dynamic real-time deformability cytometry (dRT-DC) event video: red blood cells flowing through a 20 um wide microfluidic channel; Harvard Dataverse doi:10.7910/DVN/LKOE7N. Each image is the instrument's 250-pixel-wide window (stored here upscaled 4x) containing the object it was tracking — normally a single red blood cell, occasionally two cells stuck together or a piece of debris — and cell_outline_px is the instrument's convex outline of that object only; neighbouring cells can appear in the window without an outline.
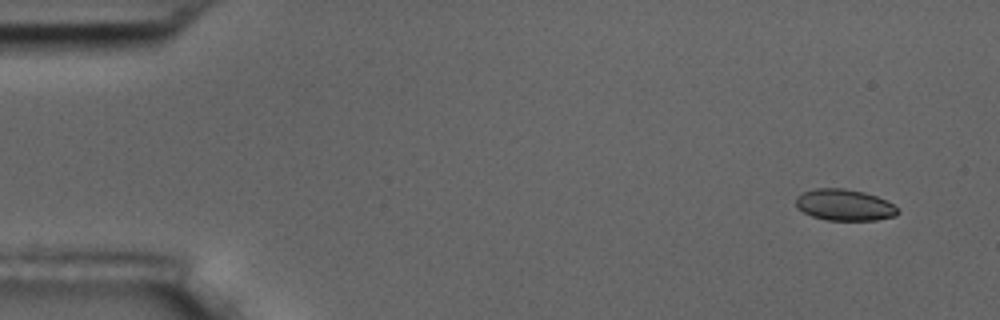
{"species": "common noctule bat (a hibernating species)", "species_latin": "Nyctalus noctula", "temperature_condition": "room temperature", "stored_images_in_passage": 4, "camera_frame_rate_fps": 3000, "um_per_image_px": 0.085, "animal": {"sex": "male", "body_mass_g": 17.5, "forearm_length_mm": 52.3}, "frame": {"image": 1, "passage_image": 1, "time_ms": 0.0, "image_size_px": [1000, 320], "cell_outline_px": [[900, 212], [896, 216], [876, 220], [828, 220], [812, 216], [804, 212], [796, 204], [796, 196], [804, 192], [816, 188], [844, 188], [864, 192], [876, 196], [892, 204]], "centroid_in_image_um": [71.79, 17.42], "position_along_channel_um": 13.2, "area_um2": 18.44}}